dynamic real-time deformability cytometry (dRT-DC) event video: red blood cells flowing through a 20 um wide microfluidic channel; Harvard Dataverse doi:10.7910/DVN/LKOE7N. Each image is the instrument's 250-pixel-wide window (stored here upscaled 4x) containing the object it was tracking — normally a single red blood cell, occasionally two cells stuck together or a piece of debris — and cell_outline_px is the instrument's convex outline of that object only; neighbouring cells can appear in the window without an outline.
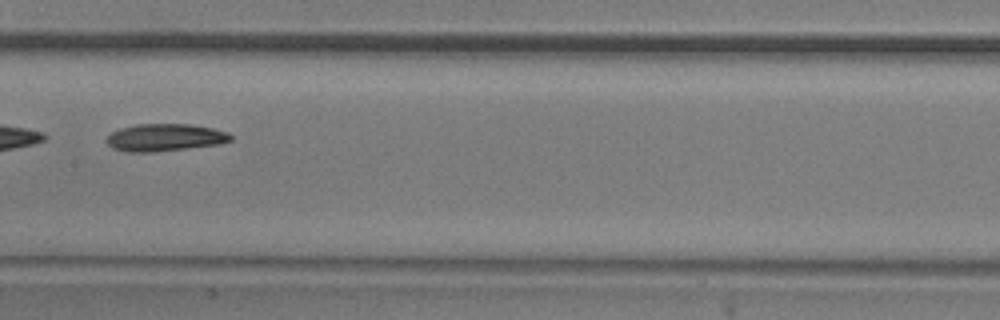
{"species": "common noctule bat (a hibernating species)", "species_latin": "Nyctalus noctula", "temperature_condition": "room temperature", "stored_images_in_passage": 9, "camera_frame_rate_fps": 3000, "um_per_image_px": 0.085, "animal": {"sex": "male", "body_mass_g": 20.5, "forearm_length_mm": 52.5}, "frame": {"image": 1, "passage_image": 6, "time_ms": 5.667, "image_size_px": [1000, 320], "cell_outline_px": [[232, 140], [220, 144], [152, 152], [128, 152], [112, 148], [104, 140], [112, 132], [120, 128], [136, 124], [192, 124], [212, 128], [228, 132], [232, 136]], "centroid_in_image_um": [14.01, 11.68], "position_along_channel_um": 193.4, "area_um2": 19.83}}
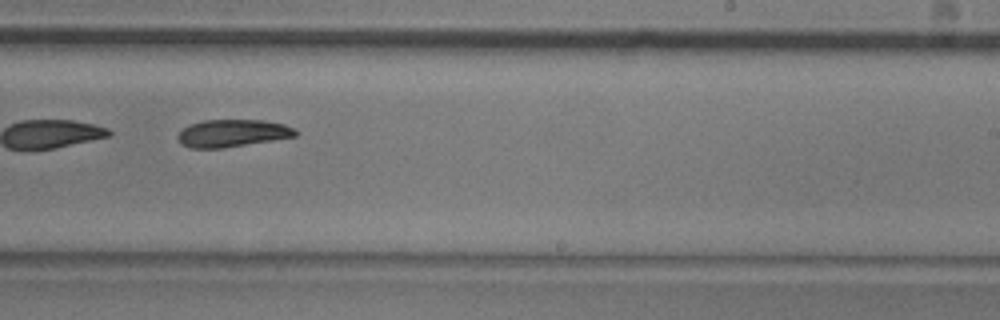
{"frame": {"image": 2, "passage_image": 8, "time_ms": 7.667, "image_size_px": [1000, 320], "cell_outline_px": [[296, 136], [272, 140], [220, 148], [188, 148], [180, 144], [176, 136], [188, 124], [204, 120], [264, 120], [284, 124], [296, 128]], "centroid_in_image_um": [19.72, 11.31], "position_along_channel_um": 269.3, "area_um2": 18.79}}
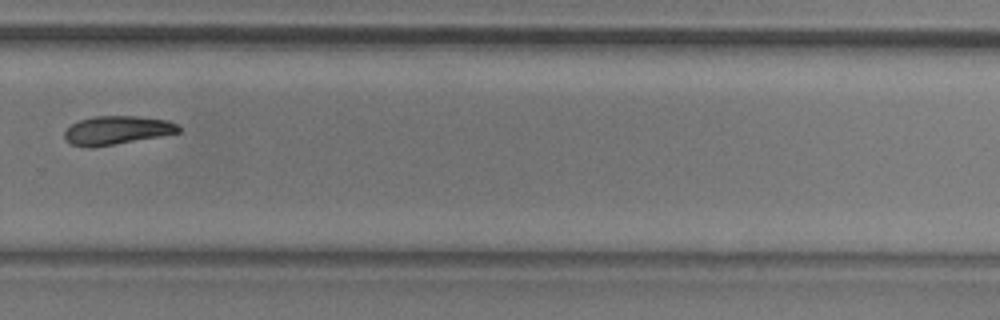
{"frame": {"image": 3, "passage_image": 9, "time_ms": 9.0, "image_size_px": [1000, 320], "cell_outline_px": [[180, 132], [160, 136], [92, 148], [88, 148], [72, 144], [64, 136], [64, 132], [72, 124], [80, 120], [92, 116], [140, 116], [168, 120], [176, 124], [180, 128]], "centroid_in_image_um": [9.94, 11.06], "position_along_channel_um": 319.9, "area_um2": 18.9}}